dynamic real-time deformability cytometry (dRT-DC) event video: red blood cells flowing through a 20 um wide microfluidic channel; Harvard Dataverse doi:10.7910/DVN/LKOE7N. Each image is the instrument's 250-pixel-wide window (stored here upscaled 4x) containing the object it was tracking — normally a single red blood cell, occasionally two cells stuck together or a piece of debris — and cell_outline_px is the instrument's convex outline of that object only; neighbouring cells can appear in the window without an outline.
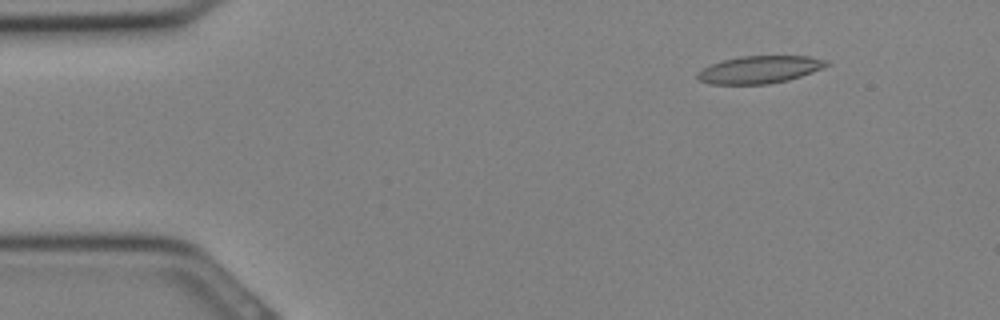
{"species": "Egyptian fruit bat (a non-hibernating species)", "species_latin": "Rousettus aegyptiacus", "temperature_condition": "cold", "stored_images_in_passage": 29, "camera_frame_rate_fps": 3000, "um_per_image_px": 0.085, "animal": {"sex": "female"}, "frame": {"image": 1, "passage_image": 1, "time_ms": 0.0, "image_size_px": [1000, 320], "cell_outline_px": [[832, 64], [824, 68], [788, 80], [768, 84], [708, 84], [700, 80], [696, 76], [696, 72], [712, 64], [724, 60], [740, 56], [808, 56], [828, 60]], "centroid_in_image_um": [64.6, 5.91], "position_along_channel_um": 20.4, "area_um2": 20.69}}
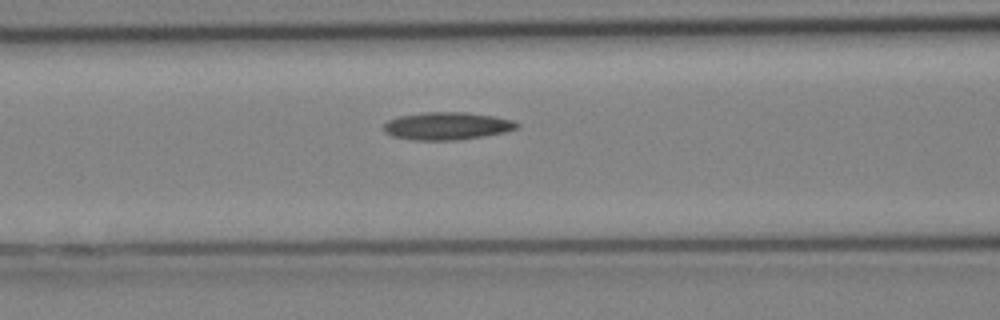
{"frame": {"image": 2, "passage_image": 10, "time_ms": 3.0, "image_size_px": [1000, 320], "cell_outline_px": [[520, 128], [508, 132], [460, 140], [412, 140], [392, 136], [384, 132], [384, 124], [388, 120], [400, 116], [424, 112], [468, 112], [496, 116], [512, 120], [520, 124]], "centroid_in_image_um": [38.05, 10.71], "position_along_channel_um": 128.5, "area_um2": 21.79}}
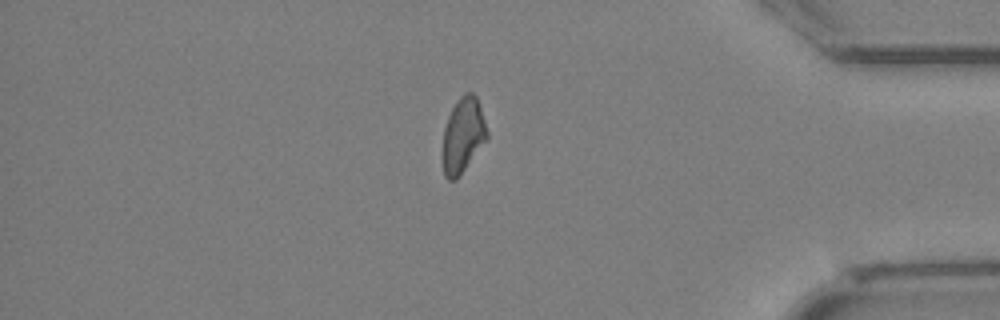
{"frame": {"image": 3, "passage_image": 24, "time_ms": 7.667, "image_size_px": [1000, 320], "cell_outline_px": [[488, 136], [460, 176], [456, 180], [448, 180], [444, 176], [440, 152], [444, 128], [448, 116], [456, 100], [464, 92], [472, 92], [476, 96], [488, 132]], "centroid_in_image_um": [39.29, 11.53], "position_along_channel_um": 395.9, "area_um2": 19.71}}